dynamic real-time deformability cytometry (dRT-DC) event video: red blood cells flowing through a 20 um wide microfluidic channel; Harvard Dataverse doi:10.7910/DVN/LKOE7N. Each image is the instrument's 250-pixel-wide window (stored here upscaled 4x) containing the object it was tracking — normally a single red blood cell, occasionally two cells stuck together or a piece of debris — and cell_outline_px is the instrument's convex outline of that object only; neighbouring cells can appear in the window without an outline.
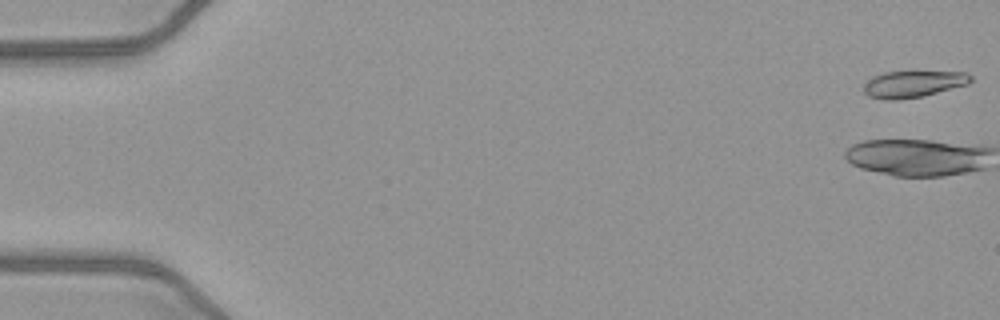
{"species": "common noctule bat (a hibernating species)", "species_latin": "Nyctalus noctula", "temperature_condition": "warm", "stored_images_in_passage": 14, "camera_frame_rate_fps": 3000, "um_per_image_px": 0.085, "animal": {"sex": "female", "body_mass_g": 21.9}, "frame": {"image": 1, "passage_image": 1, "time_ms": 0.0, "image_size_px": [1000, 320], "cell_outline_px": [[972, 80], [968, 84], [924, 96], [896, 100], [888, 100], [868, 96], [864, 92], [864, 84], [872, 76], [884, 72], [916, 68], [968, 72], [972, 76]], "centroid_in_image_um": [77.68, 7.07], "position_along_channel_um": 7.3, "area_um2": 17.8}}